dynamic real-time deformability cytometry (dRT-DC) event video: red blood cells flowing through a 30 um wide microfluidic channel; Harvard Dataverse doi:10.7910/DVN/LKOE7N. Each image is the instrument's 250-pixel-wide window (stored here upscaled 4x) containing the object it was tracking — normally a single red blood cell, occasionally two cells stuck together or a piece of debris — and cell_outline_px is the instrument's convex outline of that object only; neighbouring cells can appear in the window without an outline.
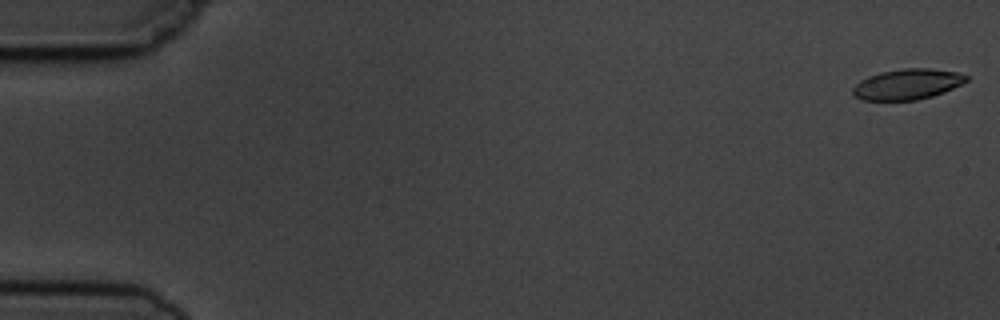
{"species": "common noctule bat (a hibernating species)", "species_latin": "Nyctalus noctula", "temperature_condition": "cold", "stored_images_in_passage": 6, "camera_frame_rate_fps": 3000, "um_per_image_px": 0.085, "animal": {"sex": "male", "body_mass_g": 19.5, "forearm_length_mm": 54.6}, "frame": {"image": 1, "passage_image": 1, "time_ms": 0.0, "image_size_px": [1000, 320], "cell_outline_px": [[968, 80], [944, 92], [932, 96], [916, 100], [860, 100], [852, 96], [852, 88], [860, 80], [868, 76], [880, 72], [904, 68], [928, 68], [956, 72], [968, 76]], "centroid_in_image_um": [77.07, 7.16], "position_along_channel_um": 7.9, "area_um2": 20.23}}